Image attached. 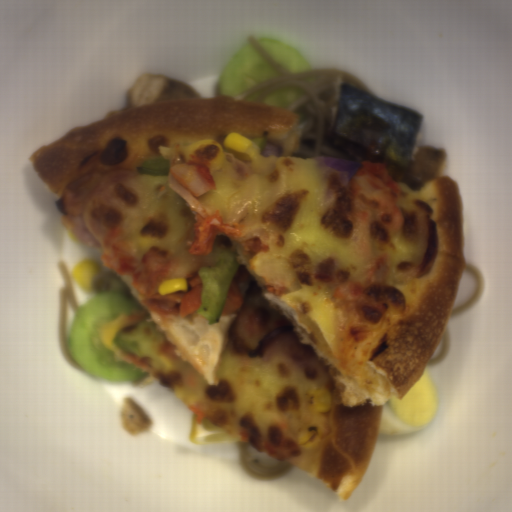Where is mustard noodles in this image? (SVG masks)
Returning <instances> with one entry per match:
<instances>
[{"label":"mustard noodles","mask_w":512,"mask_h":512,"mask_svg":"<svg viewBox=\"0 0 512 512\" xmlns=\"http://www.w3.org/2000/svg\"><path fill=\"white\" fill-rule=\"evenodd\" d=\"M248 44L279 76L266 80L233 99L262 104L266 97L282 88H295L302 91L303 96L286 109L299 114L300 118L301 135L296 157L339 158L358 163L382 164V161L364 155L331 138L328 133V111L333 103L336 77L341 76L372 94L363 80L345 70L335 68L311 72H287L253 35L249 36Z\"/></svg>","instance_id":"obj_1"},{"label":"mustard noodles","mask_w":512,"mask_h":512,"mask_svg":"<svg viewBox=\"0 0 512 512\" xmlns=\"http://www.w3.org/2000/svg\"><path fill=\"white\" fill-rule=\"evenodd\" d=\"M240 467L255 480H278L288 476L295 465L271 457L242 440H237Z\"/></svg>","instance_id":"obj_2"},{"label":"mustard noodles","mask_w":512,"mask_h":512,"mask_svg":"<svg viewBox=\"0 0 512 512\" xmlns=\"http://www.w3.org/2000/svg\"><path fill=\"white\" fill-rule=\"evenodd\" d=\"M56 266L60 270L62 287L57 291V334L59 340V347L66 362L76 369H85L80 366L74 358L68 353L67 345V331H66V316L67 305H69L76 316L79 308L81 307L75 299L74 291L72 288L71 280L69 277L68 269L64 261L57 262Z\"/></svg>","instance_id":"obj_3"},{"label":"mustard noodles","mask_w":512,"mask_h":512,"mask_svg":"<svg viewBox=\"0 0 512 512\" xmlns=\"http://www.w3.org/2000/svg\"><path fill=\"white\" fill-rule=\"evenodd\" d=\"M95 296L99 293L116 291L133 301L131 293L118 273L97 270L91 280V289Z\"/></svg>","instance_id":"obj_4"},{"label":"mustard noodles","mask_w":512,"mask_h":512,"mask_svg":"<svg viewBox=\"0 0 512 512\" xmlns=\"http://www.w3.org/2000/svg\"><path fill=\"white\" fill-rule=\"evenodd\" d=\"M463 272H470L474 279V289L469 298L460 303L459 305L452 307L449 318H453L465 312L466 310L473 307L485 294L484 288V275L479 267L475 264L463 263Z\"/></svg>","instance_id":"obj_5"},{"label":"mustard noodles","mask_w":512,"mask_h":512,"mask_svg":"<svg viewBox=\"0 0 512 512\" xmlns=\"http://www.w3.org/2000/svg\"><path fill=\"white\" fill-rule=\"evenodd\" d=\"M450 344V324L447 322L443 334L441 336V347L438 354L434 357H431L428 361L426 368H431L441 361H443L449 351Z\"/></svg>","instance_id":"obj_6"}]
</instances>
